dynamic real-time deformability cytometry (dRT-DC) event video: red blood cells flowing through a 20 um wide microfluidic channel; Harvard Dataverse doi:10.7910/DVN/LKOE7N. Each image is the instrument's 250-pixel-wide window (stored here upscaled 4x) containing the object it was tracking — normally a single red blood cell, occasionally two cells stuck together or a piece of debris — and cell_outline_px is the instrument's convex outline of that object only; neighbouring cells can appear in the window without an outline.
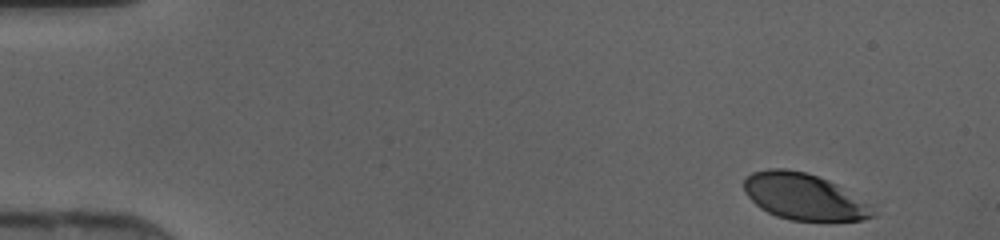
{"species": "human", "species_latin": "Homo sapiens", "temperature_condition": "cold", "stored_images_in_passage": 45, "camera_frame_rate_fps": 3000, "um_per_image_px": 0.085, "donor": {"sex": "female"}, "frame": {"image": 1, "passage_image": 2, "time_ms": 0.333, "image_size_px": [1000, 240], "cell_outline_px": [[876, 216], [864, 220], [792, 220], [776, 216], [760, 208], [748, 196], [744, 188], [744, 180], [752, 172], [768, 168], [784, 168], [804, 172], [828, 180], [836, 184], [872, 204], [876, 212]], "centroid_in_image_um": [68.37, 16.72], "position_along_channel_um": 16.6, "area_um2": 34.8}}
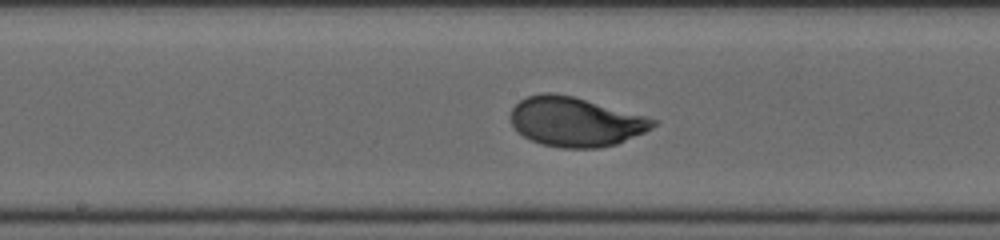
{"frame": {"image": 2, "passage_image": 23, "time_ms": 7.333, "image_size_px": [1000, 240], "cell_outline_px": [[660, 120], [652, 128], [644, 132], [616, 144], [600, 148], [560, 148], [540, 144], [524, 136], [512, 124], [508, 116], [512, 108], [520, 100], [528, 96], [540, 92], [552, 92], [572, 96]], "centroid_in_image_um": [48.89, 10.35], "position_along_channel_um": 199.3, "area_um2": 40.98}}
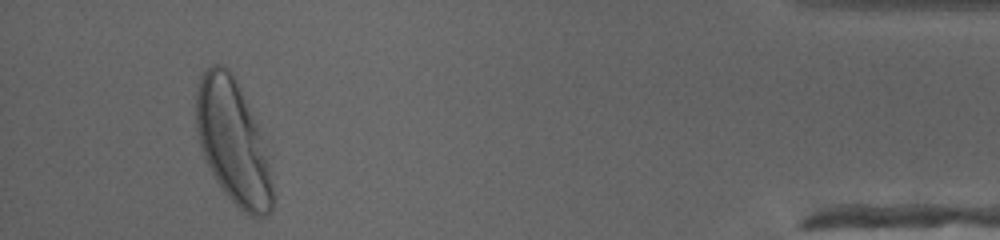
{"frame": {"image": 3, "passage_image": 42, "time_ms": 13.667, "image_size_px": [1000, 240], "cell_outline_px": [[276, 196], [272, 212], [268, 216], [248, 216], [224, 192], [216, 180], [204, 156], [200, 144], [196, 128], [196, 92], [200, 76], [212, 64], [220, 64], [228, 68], [232, 72], [236, 80], [252, 116], [268, 164]], "centroid_in_image_um": [19.79, 12.11], "position_along_channel_um": 415.4, "area_um2": 54.1}}